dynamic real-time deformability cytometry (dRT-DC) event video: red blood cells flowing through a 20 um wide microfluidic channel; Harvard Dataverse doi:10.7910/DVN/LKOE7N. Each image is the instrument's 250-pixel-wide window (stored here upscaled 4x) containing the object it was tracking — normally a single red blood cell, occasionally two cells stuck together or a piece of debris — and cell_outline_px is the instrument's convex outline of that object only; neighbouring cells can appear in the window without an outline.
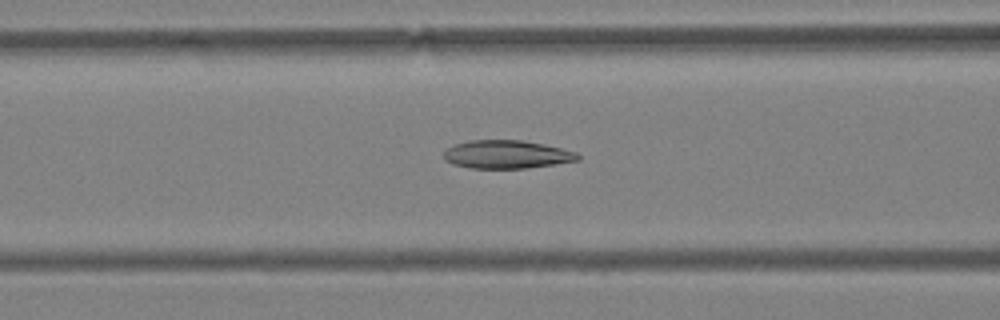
{"species": "Egyptian fruit bat (a non-hibernating species)", "species_latin": "Rousettus aegyptiacus", "temperature_condition": "warm", "stored_images_in_passage": 55, "camera_frame_rate_fps": 3000, "um_per_image_px": 0.085, "animal": {"sex": "female"}, "frame": {"image": 1, "passage_image": 23, "time_ms": 7.333, "image_size_px": [1000, 320], "cell_outline_px": [[580, 160], [556, 164], [524, 168], [472, 168], [452, 164], [444, 160], [444, 152], [448, 148], [456, 144], [468, 140], [520, 140], [544, 144], [576, 152], [580, 156]], "centroid_in_image_um": [43.07, 13.12], "position_along_channel_um": 123.5, "area_um2": 21.96}}
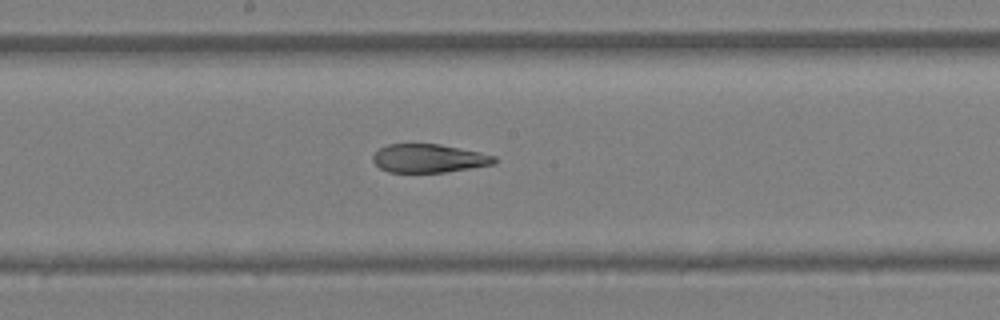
{"frame": {"image": 2, "passage_image": 30, "time_ms": 9.667, "image_size_px": [1000, 320], "cell_outline_px": [[496, 164], [444, 172], [388, 172], [380, 168], [372, 160], [372, 156], [380, 148], [388, 144], [440, 144], [480, 152], [496, 156]], "centroid_in_image_um": [36.46, 13.46], "position_along_channel_um": 211.7, "area_um2": 20.11}}
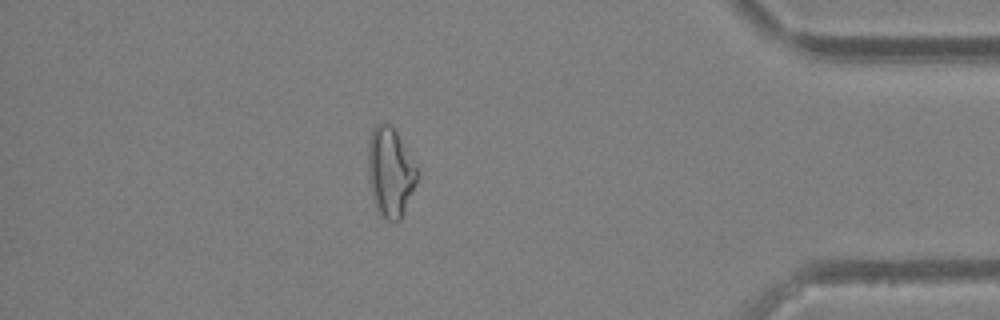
{"frame": {"image": 3, "passage_image": 48, "time_ms": 15.667, "image_size_px": [1000, 320], "cell_outline_px": [[420, 176], [400, 220], [396, 224], [388, 220], [376, 208], [372, 200], [368, 180], [368, 140], [372, 128], [376, 124], [384, 120], [392, 124], [416, 168]], "centroid_in_image_um": [33.15, 14.61], "position_along_channel_um": 402.1, "area_um2": 25.89}, "authors_computed_cell_mechanics": {"area_um2": 23.987, "velocity_mm_per_s": 3.7851, "shape_relaxation_time_tau1_ms": null, "shape_relaxation_time_tau2_ms": 3.5221, "deformation_change_tau1": null, "deformation_change_tau2": 0.1214}}